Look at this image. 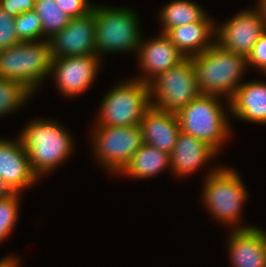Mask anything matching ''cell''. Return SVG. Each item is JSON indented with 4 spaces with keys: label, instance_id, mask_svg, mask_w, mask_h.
<instances>
[{
    "label": "cell",
    "instance_id": "cell-1",
    "mask_svg": "<svg viewBox=\"0 0 266 267\" xmlns=\"http://www.w3.org/2000/svg\"><path fill=\"white\" fill-rule=\"evenodd\" d=\"M191 58L200 93L222 96L229 102L242 84L241 77L247 67L246 57L230 52L215 42L210 48Z\"/></svg>",
    "mask_w": 266,
    "mask_h": 267
},
{
    "label": "cell",
    "instance_id": "cell-2",
    "mask_svg": "<svg viewBox=\"0 0 266 267\" xmlns=\"http://www.w3.org/2000/svg\"><path fill=\"white\" fill-rule=\"evenodd\" d=\"M22 130L19 137L38 178L54 171L73 153L72 136L53 120H33Z\"/></svg>",
    "mask_w": 266,
    "mask_h": 267
},
{
    "label": "cell",
    "instance_id": "cell-3",
    "mask_svg": "<svg viewBox=\"0 0 266 267\" xmlns=\"http://www.w3.org/2000/svg\"><path fill=\"white\" fill-rule=\"evenodd\" d=\"M51 62L48 39L21 41L0 50V78L21 82L36 93L41 82L50 75Z\"/></svg>",
    "mask_w": 266,
    "mask_h": 267
},
{
    "label": "cell",
    "instance_id": "cell-4",
    "mask_svg": "<svg viewBox=\"0 0 266 267\" xmlns=\"http://www.w3.org/2000/svg\"><path fill=\"white\" fill-rule=\"evenodd\" d=\"M219 99V96L200 94L176 113L181 132L206 143L217 153L231 133L226 110Z\"/></svg>",
    "mask_w": 266,
    "mask_h": 267
},
{
    "label": "cell",
    "instance_id": "cell-5",
    "mask_svg": "<svg viewBox=\"0 0 266 267\" xmlns=\"http://www.w3.org/2000/svg\"><path fill=\"white\" fill-rule=\"evenodd\" d=\"M138 15L131 8L95 5L96 55L113 52H138L142 36Z\"/></svg>",
    "mask_w": 266,
    "mask_h": 267
},
{
    "label": "cell",
    "instance_id": "cell-6",
    "mask_svg": "<svg viewBox=\"0 0 266 267\" xmlns=\"http://www.w3.org/2000/svg\"><path fill=\"white\" fill-rule=\"evenodd\" d=\"M204 180L201 197L208 212L231 227L240 222L248 192L236 170L218 166Z\"/></svg>",
    "mask_w": 266,
    "mask_h": 267
},
{
    "label": "cell",
    "instance_id": "cell-7",
    "mask_svg": "<svg viewBox=\"0 0 266 267\" xmlns=\"http://www.w3.org/2000/svg\"><path fill=\"white\" fill-rule=\"evenodd\" d=\"M104 96L95 126L140 125L151 107L149 86L137 79L116 85Z\"/></svg>",
    "mask_w": 266,
    "mask_h": 267
},
{
    "label": "cell",
    "instance_id": "cell-8",
    "mask_svg": "<svg viewBox=\"0 0 266 267\" xmlns=\"http://www.w3.org/2000/svg\"><path fill=\"white\" fill-rule=\"evenodd\" d=\"M148 86L151 106L174 113L201 94L191 57H185L177 65L157 75Z\"/></svg>",
    "mask_w": 266,
    "mask_h": 267
},
{
    "label": "cell",
    "instance_id": "cell-9",
    "mask_svg": "<svg viewBox=\"0 0 266 267\" xmlns=\"http://www.w3.org/2000/svg\"><path fill=\"white\" fill-rule=\"evenodd\" d=\"M94 153L98 162L110 173H120L143 144L140 125L94 126Z\"/></svg>",
    "mask_w": 266,
    "mask_h": 267
},
{
    "label": "cell",
    "instance_id": "cell-10",
    "mask_svg": "<svg viewBox=\"0 0 266 267\" xmlns=\"http://www.w3.org/2000/svg\"><path fill=\"white\" fill-rule=\"evenodd\" d=\"M265 31L266 23L255 7L243 9L224 24L215 25L214 39L220 47L247 57Z\"/></svg>",
    "mask_w": 266,
    "mask_h": 267
},
{
    "label": "cell",
    "instance_id": "cell-11",
    "mask_svg": "<svg viewBox=\"0 0 266 267\" xmlns=\"http://www.w3.org/2000/svg\"><path fill=\"white\" fill-rule=\"evenodd\" d=\"M101 60L98 55L52 58L50 75L62 95L76 97L93 84Z\"/></svg>",
    "mask_w": 266,
    "mask_h": 267
},
{
    "label": "cell",
    "instance_id": "cell-12",
    "mask_svg": "<svg viewBox=\"0 0 266 267\" xmlns=\"http://www.w3.org/2000/svg\"><path fill=\"white\" fill-rule=\"evenodd\" d=\"M95 5L88 15L71 18L68 25L49 40L52 58L96 55Z\"/></svg>",
    "mask_w": 266,
    "mask_h": 267
},
{
    "label": "cell",
    "instance_id": "cell-13",
    "mask_svg": "<svg viewBox=\"0 0 266 267\" xmlns=\"http://www.w3.org/2000/svg\"><path fill=\"white\" fill-rule=\"evenodd\" d=\"M0 177L17 193L38 181L20 137L14 141L0 138Z\"/></svg>",
    "mask_w": 266,
    "mask_h": 267
},
{
    "label": "cell",
    "instance_id": "cell-14",
    "mask_svg": "<svg viewBox=\"0 0 266 267\" xmlns=\"http://www.w3.org/2000/svg\"><path fill=\"white\" fill-rule=\"evenodd\" d=\"M137 54L139 68L144 74L136 79L147 84L185 58L164 33L152 40L141 39Z\"/></svg>",
    "mask_w": 266,
    "mask_h": 267
},
{
    "label": "cell",
    "instance_id": "cell-15",
    "mask_svg": "<svg viewBox=\"0 0 266 267\" xmlns=\"http://www.w3.org/2000/svg\"><path fill=\"white\" fill-rule=\"evenodd\" d=\"M234 227L227 245L232 267H266V232L255 226Z\"/></svg>",
    "mask_w": 266,
    "mask_h": 267
},
{
    "label": "cell",
    "instance_id": "cell-16",
    "mask_svg": "<svg viewBox=\"0 0 266 267\" xmlns=\"http://www.w3.org/2000/svg\"><path fill=\"white\" fill-rule=\"evenodd\" d=\"M143 143L171 154L180 130L178 116L174 112L150 107L140 121Z\"/></svg>",
    "mask_w": 266,
    "mask_h": 267
},
{
    "label": "cell",
    "instance_id": "cell-17",
    "mask_svg": "<svg viewBox=\"0 0 266 267\" xmlns=\"http://www.w3.org/2000/svg\"><path fill=\"white\" fill-rule=\"evenodd\" d=\"M228 103L233 117L248 122L266 124V82L242 83Z\"/></svg>",
    "mask_w": 266,
    "mask_h": 267
},
{
    "label": "cell",
    "instance_id": "cell-18",
    "mask_svg": "<svg viewBox=\"0 0 266 267\" xmlns=\"http://www.w3.org/2000/svg\"><path fill=\"white\" fill-rule=\"evenodd\" d=\"M216 155L217 152L206 143L192 135L180 132L170 154L172 173L186 177Z\"/></svg>",
    "mask_w": 266,
    "mask_h": 267
},
{
    "label": "cell",
    "instance_id": "cell-19",
    "mask_svg": "<svg viewBox=\"0 0 266 267\" xmlns=\"http://www.w3.org/2000/svg\"><path fill=\"white\" fill-rule=\"evenodd\" d=\"M209 15L200 22L168 29L164 34L184 57L198 55L215 43V26ZM213 40V41H212Z\"/></svg>",
    "mask_w": 266,
    "mask_h": 267
},
{
    "label": "cell",
    "instance_id": "cell-20",
    "mask_svg": "<svg viewBox=\"0 0 266 267\" xmlns=\"http://www.w3.org/2000/svg\"><path fill=\"white\" fill-rule=\"evenodd\" d=\"M168 167L171 169L170 154L143 143L119 174L147 179Z\"/></svg>",
    "mask_w": 266,
    "mask_h": 267
},
{
    "label": "cell",
    "instance_id": "cell-21",
    "mask_svg": "<svg viewBox=\"0 0 266 267\" xmlns=\"http://www.w3.org/2000/svg\"><path fill=\"white\" fill-rule=\"evenodd\" d=\"M162 8L159 12L163 28L161 33L184 24L200 22L207 15L197 3L188 0H173Z\"/></svg>",
    "mask_w": 266,
    "mask_h": 267
},
{
    "label": "cell",
    "instance_id": "cell-22",
    "mask_svg": "<svg viewBox=\"0 0 266 267\" xmlns=\"http://www.w3.org/2000/svg\"><path fill=\"white\" fill-rule=\"evenodd\" d=\"M34 11L41 20L42 38L46 37V39H50L54 34L63 30L71 20L61 10L59 0H36Z\"/></svg>",
    "mask_w": 266,
    "mask_h": 267
},
{
    "label": "cell",
    "instance_id": "cell-23",
    "mask_svg": "<svg viewBox=\"0 0 266 267\" xmlns=\"http://www.w3.org/2000/svg\"><path fill=\"white\" fill-rule=\"evenodd\" d=\"M33 94L21 82L0 78V116L18 110Z\"/></svg>",
    "mask_w": 266,
    "mask_h": 267
},
{
    "label": "cell",
    "instance_id": "cell-24",
    "mask_svg": "<svg viewBox=\"0 0 266 267\" xmlns=\"http://www.w3.org/2000/svg\"><path fill=\"white\" fill-rule=\"evenodd\" d=\"M20 194L13 192L5 198H0V242L9 236L17 223Z\"/></svg>",
    "mask_w": 266,
    "mask_h": 267
},
{
    "label": "cell",
    "instance_id": "cell-25",
    "mask_svg": "<svg viewBox=\"0 0 266 267\" xmlns=\"http://www.w3.org/2000/svg\"><path fill=\"white\" fill-rule=\"evenodd\" d=\"M15 30L21 41L42 40L41 20L34 10L23 12L15 17Z\"/></svg>",
    "mask_w": 266,
    "mask_h": 267
},
{
    "label": "cell",
    "instance_id": "cell-26",
    "mask_svg": "<svg viewBox=\"0 0 266 267\" xmlns=\"http://www.w3.org/2000/svg\"><path fill=\"white\" fill-rule=\"evenodd\" d=\"M21 42L15 30V17L7 14L0 7V50Z\"/></svg>",
    "mask_w": 266,
    "mask_h": 267
},
{
    "label": "cell",
    "instance_id": "cell-27",
    "mask_svg": "<svg viewBox=\"0 0 266 267\" xmlns=\"http://www.w3.org/2000/svg\"><path fill=\"white\" fill-rule=\"evenodd\" d=\"M247 66L256 67L262 73L266 70V31L254 44L251 52L246 57Z\"/></svg>",
    "mask_w": 266,
    "mask_h": 267
},
{
    "label": "cell",
    "instance_id": "cell-28",
    "mask_svg": "<svg viewBox=\"0 0 266 267\" xmlns=\"http://www.w3.org/2000/svg\"><path fill=\"white\" fill-rule=\"evenodd\" d=\"M59 5L70 18L86 16L94 7L89 0H59Z\"/></svg>",
    "mask_w": 266,
    "mask_h": 267
},
{
    "label": "cell",
    "instance_id": "cell-29",
    "mask_svg": "<svg viewBox=\"0 0 266 267\" xmlns=\"http://www.w3.org/2000/svg\"><path fill=\"white\" fill-rule=\"evenodd\" d=\"M36 0H0V7L9 15L17 17L23 12L32 11Z\"/></svg>",
    "mask_w": 266,
    "mask_h": 267
},
{
    "label": "cell",
    "instance_id": "cell-30",
    "mask_svg": "<svg viewBox=\"0 0 266 267\" xmlns=\"http://www.w3.org/2000/svg\"><path fill=\"white\" fill-rule=\"evenodd\" d=\"M20 262L17 257L7 256L0 259V267H19Z\"/></svg>",
    "mask_w": 266,
    "mask_h": 267
},
{
    "label": "cell",
    "instance_id": "cell-31",
    "mask_svg": "<svg viewBox=\"0 0 266 267\" xmlns=\"http://www.w3.org/2000/svg\"><path fill=\"white\" fill-rule=\"evenodd\" d=\"M13 192L5 184L4 180L0 177V198H5L12 194Z\"/></svg>",
    "mask_w": 266,
    "mask_h": 267
},
{
    "label": "cell",
    "instance_id": "cell-32",
    "mask_svg": "<svg viewBox=\"0 0 266 267\" xmlns=\"http://www.w3.org/2000/svg\"><path fill=\"white\" fill-rule=\"evenodd\" d=\"M257 8L266 23V0H259Z\"/></svg>",
    "mask_w": 266,
    "mask_h": 267
}]
</instances>
